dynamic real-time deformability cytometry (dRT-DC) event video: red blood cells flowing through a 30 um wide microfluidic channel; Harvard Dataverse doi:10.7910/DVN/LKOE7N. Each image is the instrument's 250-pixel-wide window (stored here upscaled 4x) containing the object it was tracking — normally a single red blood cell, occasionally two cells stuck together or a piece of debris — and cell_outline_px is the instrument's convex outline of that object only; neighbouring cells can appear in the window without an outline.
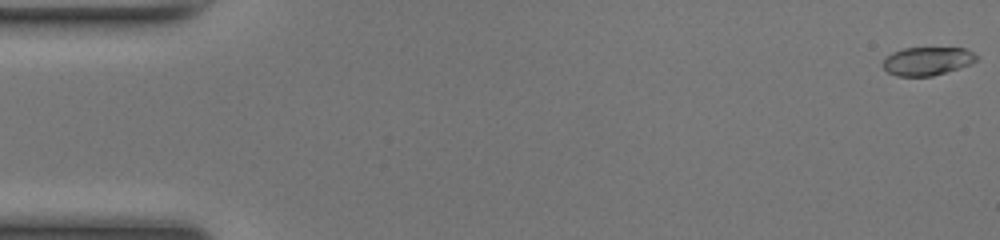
{"species": "common noctule bat (a hibernating species)", "species_latin": "Nyctalus noctula", "temperature_condition": "room temperature", "stored_images_in_passage": 49, "camera_frame_rate_fps": 3000, "um_per_image_px": 0.085, "animal": {"sex": "female", "body_mass_g": 17.0, "forearm_length_mm": 48.0}, "frame": {"image": 1, "passage_image": 1, "time_ms": 0.0, "image_size_px": [1000, 240], "cell_outline_px": [[976, 60], [968, 64], [932, 76], [896, 76], [888, 72], [884, 68], [884, 60], [892, 52], [904, 48], [964, 48], [972, 52], [976, 56]], "centroid_in_image_um": [78.77, 5.19], "position_along_channel_um": 6.2, "area_um2": 15.03}}
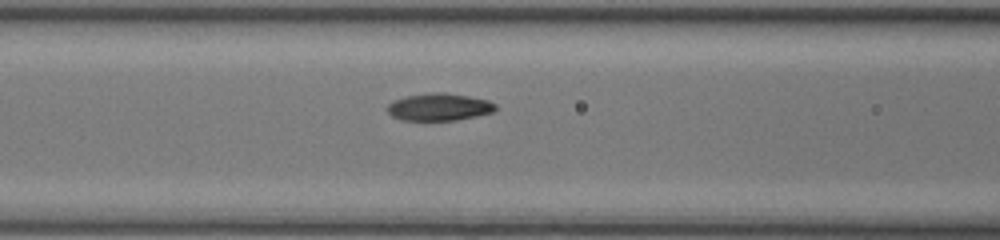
{"frame": {"image": 2, "passage_image": 21, "time_ms": 6.667, "image_size_px": [1000, 240], "cell_outline_px": [[496, 108], [492, 112], [476, 116], [456, 120], [400, 120], [392, 116], [388, 112], [388, 104], [392, 100], [404, 96], [428, 92], [444, 92], [468, 96], [488, 100], [496, 104]], "centroid_in_image_um": [37.29, 9.08], "position_along_channel_um": 129.3, "area_um2": 17.34}}
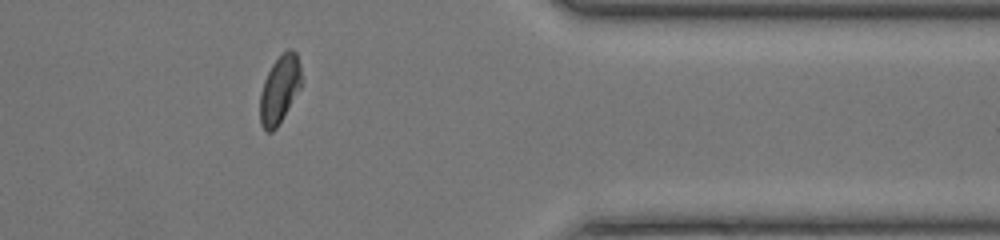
{"frame": {"image": 3, "passage_image": 41, "time_ms": 13.333, "image_size_px": [1000, 240], "cell_outline_px": [[300, 88], [284, 116], [276, 128], [272, 132], [268, 132], [260, 124], [260, 92], [264, 80], [272, 64], [288, 48], [292, 48], [296, 52], [300, 64]], "centroid_in_image_um": [23.75, 7.6], "position_along_channel_um": 387.6, "area_um2": 16.18}, "authors_computed_cell_mechanics": {"area_um2": 16.8198, "velocity_mm_per_s": 4.1867, "shape_relaxation_time_tau1_ms": 4.963, "shape_relaxation_time_tau2_ms": 1.4186, "deformation_change_tau1": 0.1766, "deformation_change_tau2": 0.0615}}